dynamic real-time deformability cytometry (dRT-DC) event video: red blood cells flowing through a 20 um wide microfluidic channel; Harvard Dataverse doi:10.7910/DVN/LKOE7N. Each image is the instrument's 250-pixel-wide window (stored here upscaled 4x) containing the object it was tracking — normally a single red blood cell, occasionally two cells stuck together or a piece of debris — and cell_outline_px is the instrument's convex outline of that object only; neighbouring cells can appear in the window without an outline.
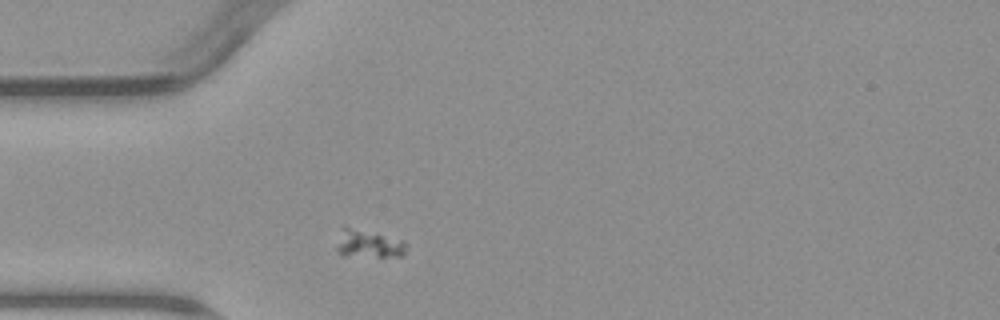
{"species": "common noctule bat (a hibernating species)", "species_latin": "Nyctalus noctula", "temperature_condition": "warm", "stored_images_in_passage": 1, "camera_frame_rate_fps": 3000, "um_per_image_px": 0.085, "animal": {"sex": "male", "body_mass_g": 23.1, "forearm_length_mm": 52.7}, "frame": {"image": 1, "passage_image": 1, "time_ms": 0.0, "image_size_px": [1000, 320], "cell_outline_px": [[408, 244], [404, 256], [344, 256], [336, 248], [344, 224], [404, 240]], "centroid_in_image_um": [31.37, 20.7], "position_along_channel_um": 53.6, "area_um2": 11.56}}